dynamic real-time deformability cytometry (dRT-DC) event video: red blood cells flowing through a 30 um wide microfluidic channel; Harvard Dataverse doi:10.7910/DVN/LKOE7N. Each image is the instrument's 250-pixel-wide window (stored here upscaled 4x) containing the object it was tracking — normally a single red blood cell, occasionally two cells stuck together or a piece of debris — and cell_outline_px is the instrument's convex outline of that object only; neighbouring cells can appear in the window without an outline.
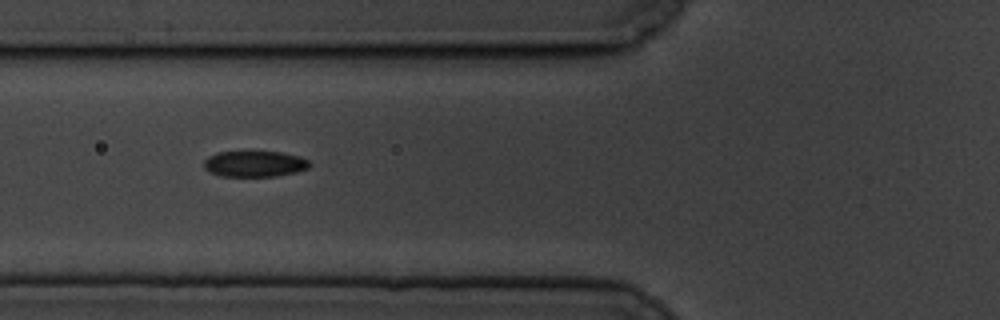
{"species": "common noctule bat (a hibernating species)", "species_latin": "Nyctalus noctula", "temperature_condition": "cold", "stored_images_in_passage": 10, "camera_frame_rate_fps": 3000, "um_per_image_px": 0.085, "animal": {"sex": "male", "body_mass_g": 19.5, "forearm_length_mm": 54.6}, "frame": {"image": 1, "passage_image": 6, "time_ms": 6.667, "image_size_px": [1000, 320], "cell_outline_px": [[312, 164], [308, 168], [296, 172], [276, 176], [220, 176], [204, 168], [204, 160], [208, 156], [216, 152], [284, 152], [300, 156], [308, 160]], "centroid_in_image_um": [21.66, 13.92], "position_along_channel_um": 104.1, "area_um2": 16.01}}
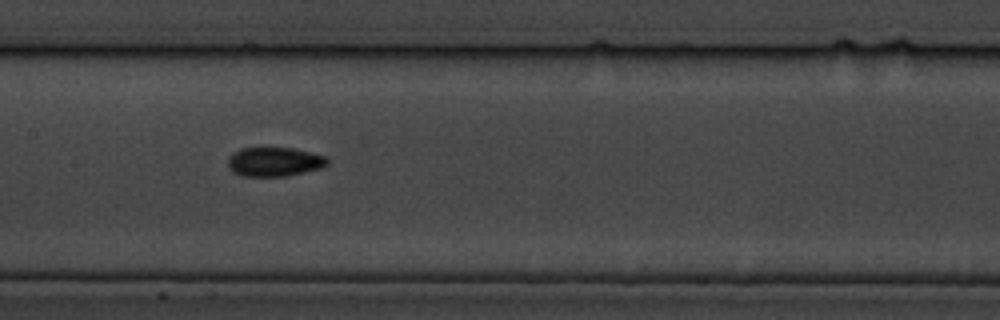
{"frame": {"image": 2, "passage_image": 8, "time_ms": 9.0, "image_size_px": [1000, 320], "cell_outline_px": [[328, 164], [320, 168], [288, 176], [240, 176], [232, 172], [228, 168], [228, 160], [232, 152], [240, 148], [292, 148], [328, 156]], "centroid_in_image_um": [23.3, 13.75], "position_along_channel_um": 184.1, "area_um2": 17.05}}
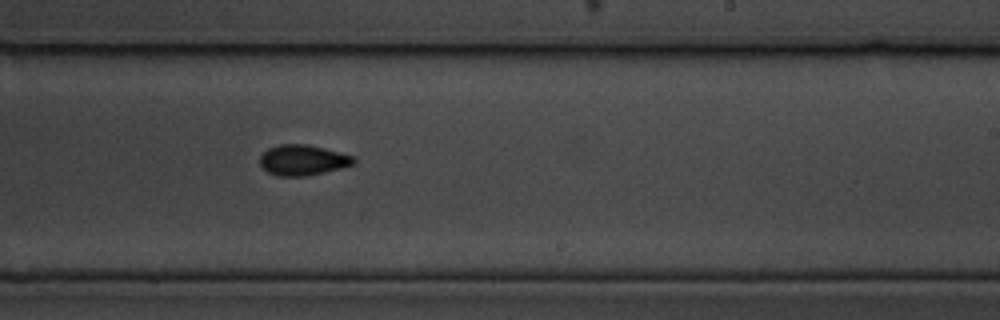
{"frame": {"image": 3, "passage_image": 10, "time_ms": 11.333, "image_size_px": [1000, 320], "cell_outline_px": [[356, 160], [352, 164], [340, 168], [324, 172], [304, 176], [276, 176], [268, 172], [260, 164], [260, 156], [268, 148], [280, 144], [308, 144], [356, 156]], "centroid_in_image_um": [25.74, 13.6], "position_along_channel_um": 263.3, "area_um2": 16.65}}